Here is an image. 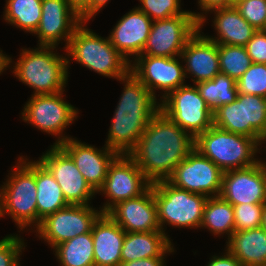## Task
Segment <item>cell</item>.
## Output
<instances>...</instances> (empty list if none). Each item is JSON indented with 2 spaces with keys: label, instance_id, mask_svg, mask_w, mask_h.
<instances>
[{
  "label": "cell",
  "instance_id": "obj_36",
  "mask_svg": "<svg viewBox=\"0 0 266 266\" xmlns=\"http://www.w3.org/2000/svg\"><path fill=\"white\" fill-rule=\"evenodd\" d=\"M235 231L259 228L262 226L264 204L243 203L234 205Z\"/></svg>",
  "mask_w": 266,
  "mask_h": 266
},
{
  "label": "cell",
  "instance_id": "obj_37",
  "mask_svg": "<svg viewBox=\"0 0 266 266\" xmlns=\"http://www.w3.org/2000/svg\"><path fill=\"white\" fill-rule=\"evenodd\" d=\"M256 31L266 28V0H244L235 6Z\"/></svg>",
  "mask_w": 266,
  "mask_h": 266
},
{
  "label": "cell",
  "instance_id": "obj_20",
  "mask_svg": "<svg viewBox=\"0 0 266 266\" xmlns=\"http://www.w3.org/2000/svg\"><path fill=\"white\" fill-rule=\"evenodd\" d=\"M200 30L188 40L179 57L186 63V78L190 74L195 84L212 80L220 73L218 44L200 34Z\"/></svg>",
  "mask_w": 266,
  "mask_h": 266
},
{
  "label": "cell",
  "instance_id": "obj_1",
  "mask_svg": "<svg viewBox=\"0 0 266 266\" xmlns=\"http://www.w3.org/2000/svg\"><path fill=\"white\" fill-rule=\"evenodd\" d=\"M194 146L195 138L159 110L128 155L153 184L167 180Z\"/></svg>",
  "mask_w": 266,
  "mask_h": 266
},
{
  "label": "cell",
  "instance_id": "obj_11",
  "mask_svg": "<svg viewBox=\"0 0 266 266\" xmlns=\"http://www.w3.org/2000/svg\"><path fill=\"white\" fill-rule=\"evenodd\" d=\"M151 185L129 155L119 154L110 164L104 184L97 191L108 199L100 211L107 213L118 202L141 196Z\"/></svg>",
  "mask_w": 266,
  "mask_h": 266
},
{
  "label": "cell",
  "instance_id": "obj_16",
  "mask_svg": "<svg viewBox=\"0 0 266 266\" xmlns=\"http://www.w3.org/2000/svg\"><path fill=\"white\" fill-rule=\"evenodd\" d=\"M260 160L255 165L223 173L220 196L230 204L266 203V167Z\"/></svg>",
  "mask_w": 266,
  "mask_h": 266
},
{
  "label": "cell",
  "instance_id": "obj_38",
  "mask_svg": "<svg viewBox=\"0 0 266 266\" xmlns=\"http://www.w3.org/2000/svg\"><path fill=\"white\" fill-rule=\"evenodd\" d=\"M23 238L17 235H7L0 240V266H21L20 255L24 251Z\"/></svg>",
  "mask_w": 266,
  "mask_h": 266
},
{
  "label": "cell",
  "instance_id": "obj_12",
  "mask_svg": "<svg viewBox=\"0 0 266 266\" xmlns=\"http://www.w3.org/2000/svg\"><path fill=\"white\" fill-rule=\"evenodd\" d=\"M102 212L89 205H68L47 215L36 228L39 239H43L55 248L75 236L91 231L93 223Z\"/></svg>",
  "mask_w": 266,
  "mask_h": 266
},
{
  "label": "cell",
  "instance_id": "obj_23",
  "mask_svg": "<svg viewBox=\"0 0 266 266\" xmlns=\"http://www.w3.org/2000/svg\"><path fill=\"white\" fill-rule=\"evenodd\" d=\"M214 12L213 25L217 37L207 36L218 45H234L245 47L256 29L250 25L235 6L217 8Z\"/></svg>",
  "mask_w": 266,
  "mask_h": 266
},
{
  "label": "cell",
  "instance_id": "obj_33",
  "mask_svg": "<svg viewBox=\"0 0 266 266\" xmlns=\"http://www.w3.org/2000/svg\"><path fill=\"white\" fill-rule=\"evenodd\" d=\"M245 125H250V137L260 144L266 135V98L244 94Z\"/></svg>",
  "mask_w": 266,
  "mask_h": 266
},
{
  "label": "cell",
  "instance_id": "obj_4",
  "mask_svg": "<svg viewBox=\"0 0 266 266\" xmlns=\"http://www.w3.org/2000/svg\"><path fill=\"white\" fill-rule=\"evenodd\" d=\"M83 21L74 31L67 51V68L70 60L77 61L91 71L108 78L121 79L130 72V64L124 56L111 44L109 37L103 38L92 29H88ZM70 58V60H69Z\"/></svg>",
  "mask_w": 266,
  "mask_h": 266
},
{
  "label": "cell",
  "instance_id": "obj_28",
  "mask_svg": "<svg viewBox=\"0 0 266 266\" xmlns=\"http://www.w3.org/2000/svg\"><path fill=\"white\" fill-rule=\"evenodd\" d=\"M53 250L60 266H95L91 231L58 244Z\"/></svg>",
  "mask_w": 266,
  "mask_h": 266
},
{
  "label": "cell",
  "instance_id": "obj_34",
  "mask_svg": "<svg viewBox=\"0 0 266 266\" xmlns=\"http://www.w3.org/2000/svg\"><path fill=\"white\" fill-rule=\"evenodd\" d=\"M240 94L257 95L266 98V64L252 63L236 81Z\"/></svg>",
  "mask_w": 266,
  "mask_h": 266
},
{
  "label": "cell",
  "instance_id": "obj_42",
  "mask_svg": "<svg viewBox=\"0 0 266 266\" xmlns=\"http://www.w3.org/2000/svg\"><path fill=\"white\" fill-rule=\"evenodd\" d=\"M206 266H243L241 262L233 256L227 249L224 255H214Z\"/></svg>",
  "mask_w": 266,
  "mask_h": 266
},
{
  "label": "cell",
  "instance_id": "obj_29",
  "mask_svg": "<svg viewBox=\"0 0 266 266\" xmlns=\"http://www.w3.org/2000/svg\"><path fill=\"white\" fill-rule=\"evenodd\" d=\"M4 19L25 32L34 34L42 16V0H6Z\"/></svg>",
  "mask_w": 266,
  "mask_h": 266
},
{
  "label": "cell",
  "instance_id": "obj_19",
  "mask_svg": "<svg viewBox=\"0 0 266 266\" xmlns=\"http://www.w3.org/2000/svg\"><path fill=\"white\" fill-rule=\"evenodd\" d=\"M107 214L125 232L161 231L152 185L141 196L118 202Z\"/></svg>",
  "mask_w": 266,
  "mask_h": 266
},
{
  "label": "cell",
  "instance_id": "obj_44",
  "mask_svg": "<svg viewBox=\"0 0 266 266\" xmlns=\"http://www.w3.org/2000/svg\"><path fill=\"white\" fill-rule=\"evenodd\" d=\"M11 63H12L11 57L3 54V51L0 50V74H2V72L6 70V68L9 67Z\"/></svg>",
  "mask_w": 266,
  "mask_h": 266
},
{
  "label": "cell",
  "instance_id": "obj_2",
  "mask_svg": "<svg viewBox=\"0 0 266 266\" xmlns=\"http://www.w3.org/2000/svg\"><path fill=\"white\" fill-rule=\"evenodd\" d=\"M119 81L124 83V89L105 145L118 154L128 155L160 106L157 98L131 71Z\"/></svg>",
  "mask_w": 266,
  "mask_h": 266
},
{
  "label": "cell",
  "instance_id": "obj_35",
  "mask_svg": "<svg viewBox=\"0 0 266 266\" xmlns=\"http://www.w3.org/2000/svg\"><path fill=\"white\" fill-rule=\"evenodd\" d=\"M137 8L152 21L183 15L187 11L181 9V0H139Z\"/></svg>",
  "mask_w": 266,
  "mask_h": 266
},
{
  "label": "cell",
  "instance_id": "obj_32",
  "mask_svg": "<svg viewBox=\"0 0 266 266\" xmlns=\"http://www.w3.org/2000/svg\"><path fill=\"white\" fill-rule=\"evenodd\" d=\"M220 73L237 81L252 64L243 46L218 45Z\"/></svg>",
  "mask_w": 266,
  "mask_h": 266
},
{
  "label": "cell",
  "instance_id": "obj_24",
  "mask_svg": "<svg viewBox=\"0 0 266 266\" xmlns=\"http://www.w3.org/2000/svg\"><path fill=\"white\" fill-rule=\"evenodd\" d=\"M162 231L126 232L121 249L122 263L152 257H165L174 252L173 244Z\"/></svg>",
  "mask_w": 266,
  "mask_h": 266
},
{
  "label": "cell",
  "instance_id": "obj_25",
  "mask_svg": "<svg viewBox=\"0 0 266 266\" xmlns=\"http://www.w3.org/2000/svg\"><path fill=\"white\" fill-rule=\"evenodd\" d=\"M227 240L226 249L243 266H266V230L262 226L235 231Z\"/></svg>",
  "mask_w": 266,
  "mask_h": 266
},
{
  "label": "cell",
  "instance_id": "obj_5",
  "mask_svg": "<svg viewBox=\"0 0 266 266\" xmlns=\"http://www.w3.org/2000/svg\"><path fill=\"white\" fill-rule=\"evenodd\" d=\"M17 165L0 188V217L11 216L23 231L37 228L36 161L20 156Z\"/></svg>",
  "mask_w": 266,
  "mask_h": 266
},
{
  "label": "cell",
  "instance_id": "obj_47",
  "mask_svg": "<svg viewBox=\"0 0 266 266\" xmlns=\"http://www.w3.org/2000/svg\"><path fill=\"white\" fill-rule=\"evenodd\" d=\"M244 0H232V6H236L238 3L242 2Z\"/></svg>",
  "mask_w": 266,
  "mask_h": 266
},
{
  "label": "cell",
  "instance_id": "obj_6",
  "mask_svg": "<svg viewBox=\"0 0 266 266\" xmlns=\"http://www.w3.org/2000/svg\"><path fill=\"white\" fill-rule=\"evenodd\" d=\"M260 145L254 138L231 133L212 125L195 137L194 147L225 172L258 163L260 159H256L255 155L258 150L260 152Z\"/></svg>",
  "mask_w": 266,
  "mask_h": 266
},
{
  "label": "cell",
  "instance_id": "obj_26",
  "mask_svg": "<svg viewBox=\"0 0 266 266\" xmlns=\"http://www.w3.org/2000/svg\"><path fill=\"white\" fill-rule=\"evenodd\" d=\"M36 192L37 227L47 215L70 205L53 175L39 160L36 161Z\"/></svg>",
  "mask_w": 266,
  "mask_h": 266
},
{
  "label": "cell",
  "instance_id": "obj_27",
  "mask_svg": "<svg viewBox=\"0 0 266 266\" xmlns=\"http://www.w3.org/2000/svg\"><path fill=\"white\" fill-rule=\"evenodd\" d=\"M200 228H207L214 235L227 234L229 239L235 232L233 205L220 195L208 197Z\"/></svg>",
  "mask_w": 266,
  "mask_h": 266
},
{
  "label": "cell",
  "instance_id": "obj_40",
  "mask_svg": "<svg viewBox=\"0 0 266 266\" xmlns=\"http://www.w3.org/2000/svg\"><path fill=\"white\" fill-rule=\"evenodd\" d=\"M199 7L201 8L200 13L192 12L195 18L199 21V29H202L203 23L206 22V14L209 11L217 9V8H224V7H231L232 0H198ZM205 14V16H204Z\"/></svg>",
  "mask_w": 266,
  "mask_h": 266
},
{
  "label": "cell",
  "instance_id": "obj_30",
  "mask_svg": "<svg viewBox=\"0 0 266 266\" xmlns=\"http://www.w3.org/2000/svg\"><path fill=\"white\" fill-rule=\"evenodd\" d=\"M195 85L213 112L222 105L234 102L238 96L236 81L222 73L217 74L212 80Z\"/></svg>",
  "mask_w": 266,
  "mask_h": 266
},
{
  "label": "cell",
  "instance_id": "obj_45",
  "mask_svg": "<svg viewBox=\"0 0 266 266\" xmlns=\"http://www.w3.org/2000/svg\"><path fill=\"white\" fill-rule=\"evenodd\" d=\"M109 0H92V17L108 3Z\"/></svg>",
  "mask_w": 266,
  "mask_h": 266
},
{
  "label": "cell",
  "instance_id": "obj_13",
  "mask_svg": "<svg viewBox=\"0 0 266 266\" xmlns=\"http://www.w3.org/2000/svg\"><path fill=\"white\" fill-rule=\"evenodd\" d=\"M223 171L194 149L174 169L167 181L173 186L206 197L219 196Z\"/></svg>",
  "mask_w": 266,
  "mask_h": 266
},
{
  "label": "cell",
  "instance_id": "obj_21",
  "mask_svg": "<svg viewBox=\"0 0 266 266\" xmlns=\"http://www.w3.org/2000/svg\"><path fill=\"white\" fill-rule=\"evenodd\" d=\"M152 20L137 7L126 13L109 34L111 44L132 63L130 56L136 59L142 54L150 34ZM129 56V57H128Z\"/></svg>",
  "mask_w": 266,
  "mask_h": 266
},
{
  "label": "cell",
  "instance_id": "obj_22",
  "mask_svg": "<svg viewBox=\"0 0 266 266\" xmlns=\"http://www.w3.org/2000/svg\"><path fill=\"white\" fill-rule=\"evenodd\" d=\"M95 266H119L126 232L107 213H101L91 229Z\"/></svg>",
  "mask_w": 266,
  "mask_h": 266
},
{
  "label": "cell",
  "instance_id": "obj_15",
  "mask_svg": "<svg viewBox=\"0 0 266 266\" xmlns=\"http://www.w3.org/2000/svg\"><path fill=\"white\" fill-rule=\"evenodd\" d=\"M179 57H154L139 55L130 64V71L144 84L156 98V89L162 90L165 98L169 93L186 85L185 70Z\"/></svg>",
  "mask_w": 266,
  "mask_h": 266
},
{
  "label": "cell",
  "instance_id": "obj_3",
  "mask_svg": "<svg viewBox=\"0 0 266 266\" xmlns=\"http://www.w3.org/2000/svg\"><path fill=\"white\" fill-rule=\"evenodd\" d=\"M56 46L39 45L22 49L12 73L34 89L32 95L56 94L65 91L68 80L67 57L58 55Z\"/></svg>",
  "mask_w": 266,
  "mask_h": 266
},
{
  "label": "cell",
  "instance_id": "obj_43",
  "mask_svg": "<svg viewBox=\"0 0 266 266\" xmlns=\"http://www.w3.org/2000/svg\"><path fill=\"white\" fill-rule=\"evenodd\" d=\"M164 257H152L121 263L119 266H166Z\"/></svg>",
  "mask_w": 266,
  "mask_h": 266
},
{
  "label": "cell",
  "instance_id": "obj_17",
  "mask_svg": "<svg viewBox=\"0 0 266 266\" xmlns=\"http://www.w3.org/2000/svg\"><path fill=\"white\" fill-rule=\"evenodd\" d=\"M82 22L67 0H42L41 21L34 34L39 45L58 46L64 40L66 48Z\"/></svg>",
  "mask_w": 266,
  "mask_h": 266
},
{
  "label": "cell",
  "instance_id": "obj_7",
  "mask_svg": "<svg viewBox=\"0 0 266 266\" xmlns=\"http://www.w3.org/2000/svg\"><path fill=\"white\" fill-rule=\"evenodd\" d=\"M154 199L157 205L160 230L170 225L178 228H200L204 207L208 197L177 188L167 180L152 184Z\"/></svg>",
  "mask_w": 266,
  "mask_h": 266
},
{
  "label": "cell",
  "instance_id": "obj_8",
  "mask_svg": "<svg viewBox=\"0 0 266 266\" xmlns=\"http://www.w3.org/2000/svg\"><path fill=\"white\" fill-rule=\"evenodd\" d=\"M193 85L172 91L160 100L159 106L167 117L195 138L213 125V111Z\"/></svg>",
  "mask_w": 266,
  "mask_h": 266
},
{
  "label": "cell",
  "instance_id": "obj_14",
  "mask_svg": "<svg viewBox=\"0 0 266 266\" xmlns=\"http://www.w3.org/2000/svg\"><path fill=\"white\" fill-rule=\"evenodd\" d=\"M39 161L49 170L72 205H89L97 194L86 182L70 155L60 146L51 145Z\"/></svg>",
  "mask_w": 266,
  "mask_h": 266
},
{
  "label": "cell",
  "instance_id": "obj_48",
  "mask_svg": "<svg viewBox=\"0 0 266 266\" xmlns=\"http://www.w3.org/2000/svg\"><path fill=\"white\" fill-rule=\"evenodd\" d=\"M265 141H266V135L263 137L261 144L265 143ZM262 163L266 167V162L263 161Z\"/></svg>",
  "mask_w": 266,
  "mask_h": 266
},
{
  "label": "cell",
  "instance_id": "obj_41",
  "mask_svg": "<svg viewBox=\"0 0 266 266\" xmlns=\"http://www.w3.org/2000/svg\"><path fill=\"white\" fill-rule=\"evenodd\" d=\"M69 6L77 13L82 21L92 18V0H67Z\"/></svg>",
  "mask_w": 266,
  "mask_h": 266
},
{
  "label": "cell",
  "instance_id": "obj_39",
  "mask_svg": "<svg viewBox=\"0 0 266 266\" xmlns=\"http://www.w3.org/2000/svg\"><path fill=\"white\" fill-rule=\"evenodd\" d=\"M245 48L252 63L266 64V31L257 30Z\"/></svg>",
  "mask_w": 266,
  "mask_h": 266
},
{
  "label": "cell",
  "instance_id": "obj_18",
  "mask_svg": "<svg viewBox=\"0 0 266 266\" xmlns=\"http://www.w3.org/2000/svg\"><path fill=\"white\" fill-rule=\"evenodd\" d=\"M60 146L70 155L86 182L97 193L104 184L110 164L119 154L106 145L98 149L72 137Z\"/></svg>",
  "mask_w": 266,
  "mask_h": 266
},
{
  "label": "cell",
  "instance_id": "obj_46",
  "mask_svg": "<svg viewBox=\"0 0 266 266\" xmlns=\"http://www.w3.org/2000/svg\"><path fill=\"white\" fill-rule=\"evenodd\" d=\"M262 227L266 230V203L264 204Z\"/></svg>",
  "mask_w": 266,
  "mask_h": 266
},
{
  "label": "cell",
  "instance_id": "obj_31",
  "mask_svg": "<svg viewBox=\"0 0 266 266\" xmlns=\"http://www.w3.org/2000/svg\"><path fill=\"white\" fill-rule=\"evenodd\" d=\"M213 125L231 133L250 137V125H245L244 94L238 93L234 102L218 107L213 112Z\"/></svg>",
  "mask_w": 266,
  "mask_h": 266
},
{
  "label": "cell",
  "instance_id": "obj_9",
  "mask_svg": "<svg viewBox=\"0 0 266 266\" xmlns=\"http://www.w3.org/2000/svg\"><path fill=\"white\" fill-rule=\"evenodd\" d=\"M63 92L56 94L31 95L22 112V119L41 131L58 136L54 145L67 141L63 131L77 118L78 110L64 101Z\"/></svg>",
  "mask_w": 266,
  "mask_h": 266
},
{
  "label": "cell",
  "instance_id": "obj_10",
  "mask_svg": "<svg viewBox=\"0 0 266 266\" xmlns=\"http://www.w3.org/2000/svg\"><path fill=\"white\" fill-rule=\"evenodd\" d=\"M199 21L191 11L155 20L141 55L180 57L188 40L198 31Z\"/></svg>",
  "mask_w": 266,
  "mask_h": 266
}]
</instances>
